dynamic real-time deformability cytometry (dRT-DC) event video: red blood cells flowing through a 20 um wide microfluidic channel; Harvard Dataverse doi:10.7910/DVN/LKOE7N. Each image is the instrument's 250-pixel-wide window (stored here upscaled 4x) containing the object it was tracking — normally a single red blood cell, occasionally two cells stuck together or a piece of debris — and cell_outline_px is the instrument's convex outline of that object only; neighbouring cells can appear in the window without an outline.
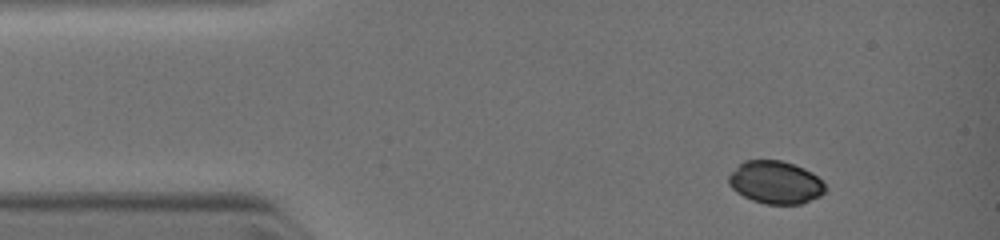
{"species": "common noctule bat (a hibernating species)", "species_latin": "Nyctalus noctula", "temperature_condition": "warm", "stored_images_in_passage": 3, "camera_frame_rate_fps": 3000, "um_per_image_px": 0.085, "animal": {"sex": "female", "body_mass_g": 19.0, "forearm_length_mm": 51.5}, "frame": {"image": 1, "passage_image": 1, "time_ms": 0.0, "image_size_px": [1000, 240], "cell_outline_px": [[828, 188], [820, 196], [800, 204], [764, 204], [752, 200], [736, 192], [728, 184], [728, 176], [744, 160], [780, 160], [804, 168], [812, 172]], "centroid_in_image_um": [65.91, 15.51], "position_along_channel_um": 19.1, "area_um2": 23.99}}
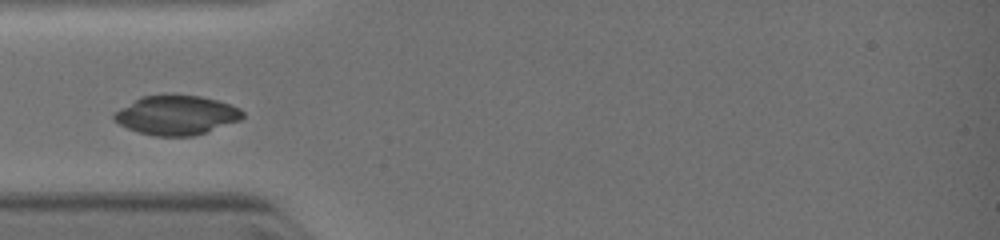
{"frame": {"image": 2, "passage_image": 3, "time_ms": 2.333, "image_size_px": [1000, 240], "cell_outline_px": [[244, 116], [240, 120], [192, 136], [156, 136], [140, 132], [128, 128], [112, 120], [112, 116], [120, 108], [144, 96], [172, 92], [200, 96], [216, 100], [240, 108], [244, 112]], "centroid_in_image_um": [14.99, 9.75], "position_along_channel_um": 70.0, "area_um2": 29.54}}